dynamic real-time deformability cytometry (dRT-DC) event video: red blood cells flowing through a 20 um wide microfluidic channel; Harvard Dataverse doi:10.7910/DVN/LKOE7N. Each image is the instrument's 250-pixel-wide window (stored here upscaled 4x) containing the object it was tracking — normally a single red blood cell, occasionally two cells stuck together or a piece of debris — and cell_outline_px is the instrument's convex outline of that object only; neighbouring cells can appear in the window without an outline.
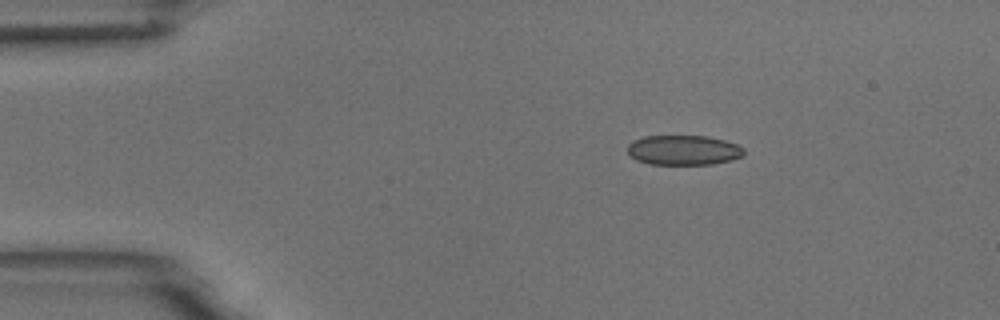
{"species": "common noctule bat (a hibernating species)", "species_latin": "Nyctalus noctula", "temperature_condition": "room temperature", "stored_images_in_passage": 4, "camera_frame_rate_fps": 3000, "um_per_image_px": 0.085, "animal": {"sex": "male", "body_mass_g": 18.8}, "frame": {"image": 1, "passage_image": 2, "time_ms": 0.333, "image_size_px": [1000, 320], "cell_outline_px": [[744, 156], [732, 160], [712, 164], [648, 164], [636, 160], [628, 152], [628, 144], [632, 140], [644, 136], [708, 136], [724, 140], [736, 144], [744, 148]], "centroid_in_image_um": [58.1, 12.76], "position_along_channel_um": 26.9, "area_um2": 20.35}}